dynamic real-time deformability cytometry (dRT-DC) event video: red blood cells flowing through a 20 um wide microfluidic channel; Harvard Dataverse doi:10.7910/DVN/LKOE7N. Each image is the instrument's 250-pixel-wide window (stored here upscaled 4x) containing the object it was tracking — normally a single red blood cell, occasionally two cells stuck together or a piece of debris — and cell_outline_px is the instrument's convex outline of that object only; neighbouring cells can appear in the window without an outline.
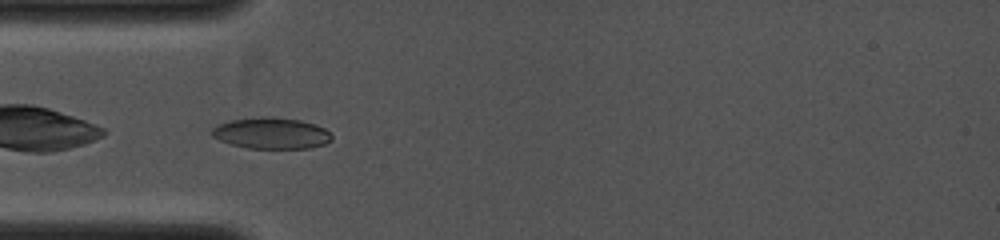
{"species": "common noctule bat (a hibernating species)", "species_latin": "Nyctalus noctula", "temperature_condition": "cold", "stored_images_in_passage": 12, "camera_frame_rate_fps": 4000, "um_per_image_px": 0.085, "animal": {"sex": "female", "body_mass_g": 19.0, "forearm_length_mm": 53.3}, "frame": {"image": 1, "passage_image": 2, "time_ms": 0.25, "image_size_px": [1000, 240], "cell_outline_px": [[332, 140], [324, 144], [312, 148], [248, 148], [232, 144], [220, 140], [212, 136], [212, 128], [228, 120], [260, 116], [264, 116], [300, 120], [316, 124], [324, 128], [332, 136]], "centroid_in_image_um": [23.07, 11.31], "position_along_channel_um": 61.9, "area_um2": 21.79}}
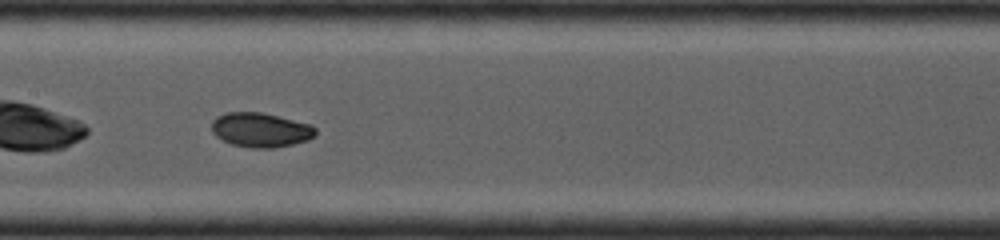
{"frame": {"image": 2, "passage_image": 11, "time_ms": 2.75, "image_size_px": [1000, 240], "cell_outline_px": [[316, 136], [308, 140], [292, 144], [272, 148], [252, 148], [232, 144], [216, 136], [212, 132], [212, 120], [216, 116], [228, 112], [260, 112], [312, 124], [316, 128]], "centroid_in_image_um": [22.17, 11.04], "position_along_channel_um": 185.2, "area_um2": 20.87}}